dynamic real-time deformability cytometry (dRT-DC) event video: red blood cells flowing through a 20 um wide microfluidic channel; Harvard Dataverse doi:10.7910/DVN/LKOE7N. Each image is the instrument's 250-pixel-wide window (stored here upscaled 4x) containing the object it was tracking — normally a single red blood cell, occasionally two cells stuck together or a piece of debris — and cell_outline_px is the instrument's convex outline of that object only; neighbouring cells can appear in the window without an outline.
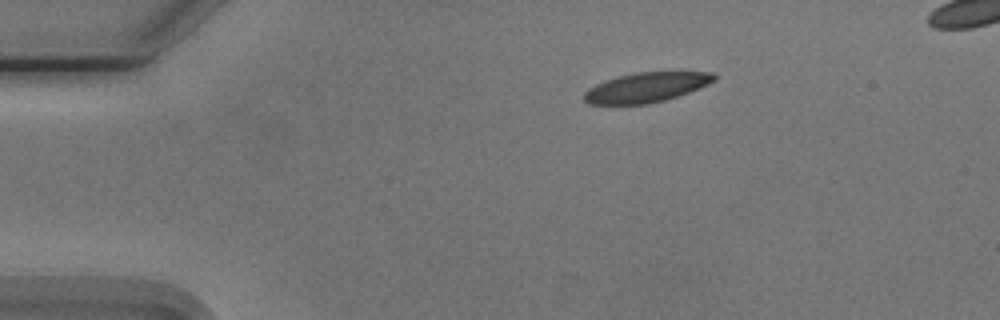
{"species": "Egyptian fruit bat (a non-hibernating species)", "species_latin": "Rousettus aegyptiacus", "temperature_condition": "cold", "stored_images_in_passage": 46, "camera_frame_rate_fps": 3000, "um_per_image_px": 0.085, "animal": {"sex": "male"}, "frame": {"image": 1, "passage_image": 1, "time_ms": 0.0, "image_size_px": [1000, 320], "cell_outline_px": [[716, 80], [700, 88], [664, 100], [648, 104], [588, 104], [584, 100], [584, 92], [588, 88], [604, 80], [616, 76], [636, 72], [712, 72], [716, 76]], "centroid_in_image_um": [54.91, 7.42], "position_along_channel_um": 30.1, "area_um2": 22.54}}
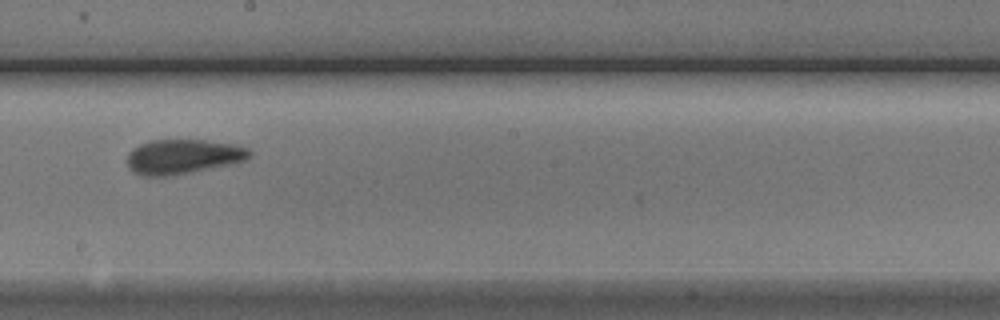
{"frame": {"image": 2, "passage_image": 22, "time_ms": 7.0, "image_size_px": [1000, 320], "cell_outline_px": [[252, 156], [248, 160], [168, 176], [140, 176], [132, 172], [128, 168], [128, 152], [132, 148], [140, 144], [152, 140], [204, 140], [236, 144], [248, 148], [252, 152]], "centroid_in_image_um": [15.54, 13.3], "position_along_channel_um": 232.7, "area_um2": 24.74}}
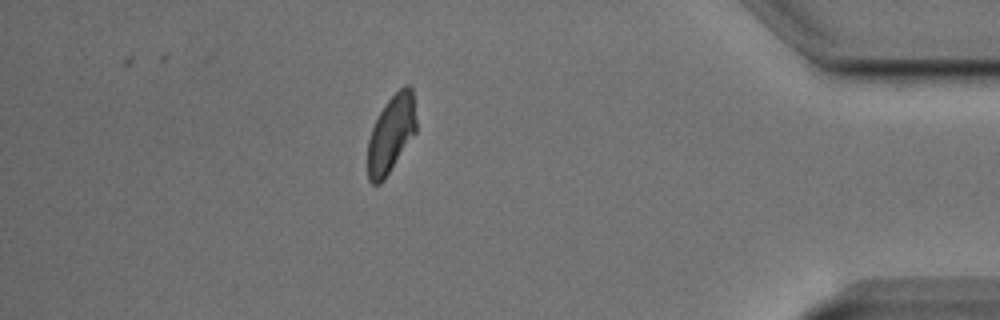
{"frame": {"image": 3, "passage_image": 39, "time_ms": 12.667, "image_size_px": [1000, 320], "cell_outline_px": [[416, 132], [384, 180], [380, 184], [372, 184], [368, 180], [368, 140], [372, 128], [380, 112], [388, 100], [404, 84], [408, 84], [412, 88], [416, 120]], "centroid_in_image_um": [33.25, 11.39], "position_along_channel_um": 402.0, "area_um2": 21.73}, "authors_computed_cell_mechanics": {"area_um2": 24.0448, "velocity_mm_per_s": 3.722, "shape_relaxation_time_tau1_ms": 4.3997, "shape_relaxation_time_tau2_ms": 1.3007, "deformation_change_tau1": 0.1268, "deformation_change_tau2": 0.07}}